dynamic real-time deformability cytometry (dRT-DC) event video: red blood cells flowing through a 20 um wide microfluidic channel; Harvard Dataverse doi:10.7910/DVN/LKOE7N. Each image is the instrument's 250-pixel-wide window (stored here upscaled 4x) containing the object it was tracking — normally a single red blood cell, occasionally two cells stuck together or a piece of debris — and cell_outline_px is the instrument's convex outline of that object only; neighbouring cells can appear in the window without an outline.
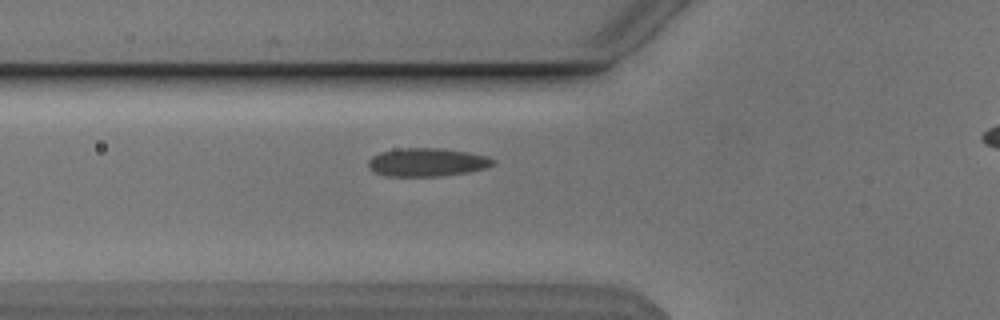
{"species": "Egyptian fruit bat (a non-hibernating species)", "species_latin": "Rousettus aegyptiacus", "temperature_condition": "cold", "stored_images_in_passage": 41, "camera_frame_rate_fps": 3000, "um_per_image_px": 0.085, "animal": {"sex": "male"}, "frame": {"image": 1, "passage_image": 12, "time_ms": 3.667, "image_size_px": [1000, 320], "cell_outline_px": [[496, 160], [492, 164], [484, 168], [468, 172], [436, 176], [388, 176], [376, 172], [368, 164], [368, 160], [372, 156], [380, 152], [400, 148], [440, 148], [468, 152], [488, 156]], "centroid_in_image_um": [36.31, 13.78], "position_along_channel_um": 89.5, "area_um2": 20.35}}
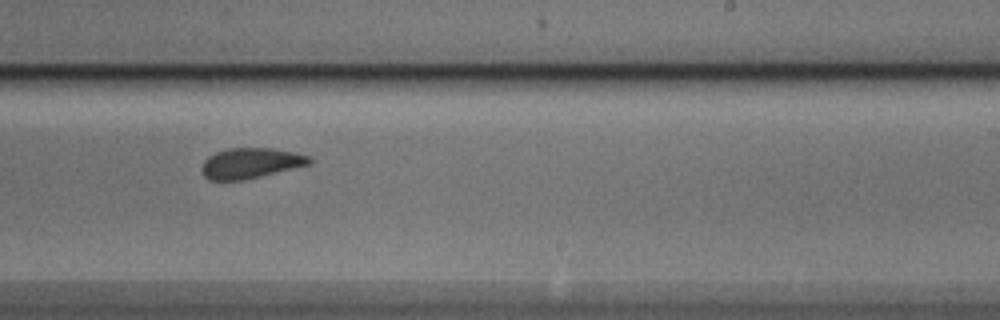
{"frame": {"image": 2, "passage_image": 26, "time_ms": 8.333, "image_size_px": [1000, 320], "cell_outline_px": [[312, 160], [308, 164], [244, 180], [208, 180], [200, 172], [200, 164], [208, 156], [216, 152], [228, 148], [272, 148], [292, 152], [308, 156]], "centroid_in_image_um": [21.19, 13.87], "position_along_channel_um": 267.8, "area_um2": 18.96}}
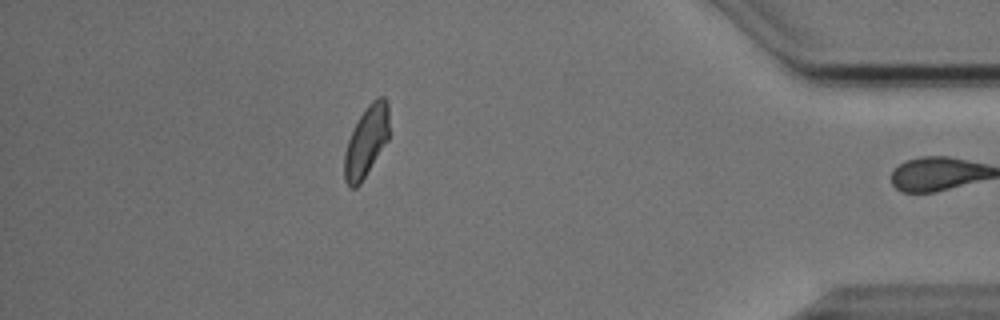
{"frame": {"image": 3, "passage_image": 40, "time_ms": 13.0, "image_size_px": [1000, 320], "cell_outline_px": [[388, 140], [360, 184], [356, 188], [348, 188], [344, 180], [344, 152], [348, 140], [360, 116], [368, 104], [376, 96], [384, 96], [388, 104]], "centroid_in_image_um": [31.12, 12.04], "position_along_channel_um": 404.1, "area_um2": 18.44}, "authors_computed_cell_mechanics": {"area_um2": 19.8254, "velocity_mm_per_s": 3.8227, "shape_relaxation_time_tau1_ms": null, "shape_relaxation_time_tau2_ms": 3.0596, "deformation_change_tau1": null, "deformation_change_tau2": 0.0581}}